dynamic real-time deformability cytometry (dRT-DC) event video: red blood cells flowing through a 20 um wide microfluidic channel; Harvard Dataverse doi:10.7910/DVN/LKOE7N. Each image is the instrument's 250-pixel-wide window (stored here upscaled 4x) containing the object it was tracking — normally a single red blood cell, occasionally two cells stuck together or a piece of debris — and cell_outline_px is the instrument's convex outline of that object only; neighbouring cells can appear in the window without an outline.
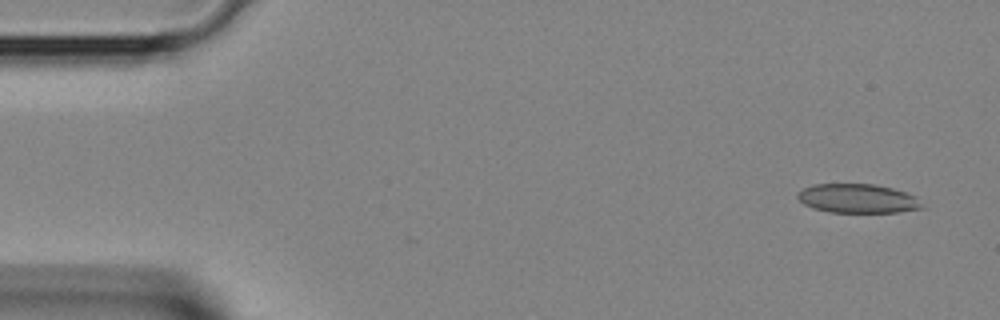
{"species": "Egyptian fruit bat (a non-hibernating species)", "species_latin": "Rousettus aegyptiacus", "temperature_condition": "room temperature", "stored_images_in_passage": 3, "camera_frame_rate_fps": 3000, "um_per_image_px": 0.085, "animal": {"sex": "female"}, "frame": {"image": 1, "passage_image": 1, "time_ms": 0.0, "image_size_px": [1000, 320], "cell_outline_px": [[924, 208], [896, 212], [828, 212], [812, 208], [804, 204], [796, 196], [796, 192], [812, 184], [872, 184], [892, 188], [916, 196]], "centroid_in_image_um": [72.86, 16.87], "position_along_channel_um": 12.1, "area_um2": 21.04}}